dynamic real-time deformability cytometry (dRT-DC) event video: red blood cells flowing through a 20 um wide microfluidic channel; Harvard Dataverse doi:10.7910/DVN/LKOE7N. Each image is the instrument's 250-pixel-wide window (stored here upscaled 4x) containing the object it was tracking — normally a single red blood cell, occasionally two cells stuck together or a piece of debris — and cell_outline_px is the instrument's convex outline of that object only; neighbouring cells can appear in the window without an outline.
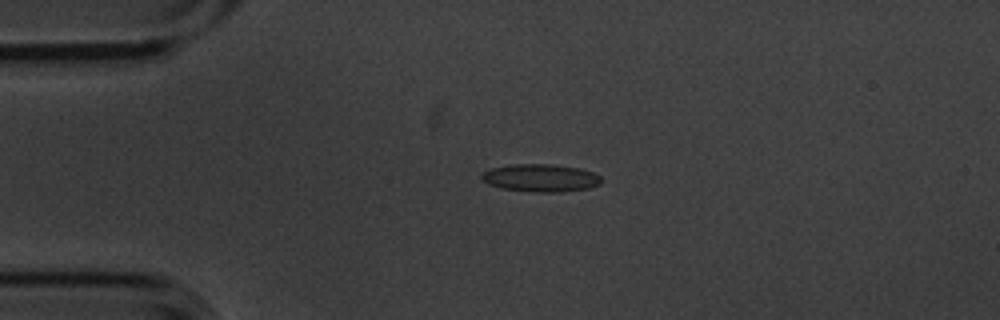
{"species": "common noctule bat (a hibernating species)", "species_latin": "Nyctalus noctula", "temperature_condition": "cold", "stored_images_in_passage": 5, "camera_frame_rate_fps": 3000, "um_per_image_px": 0.085, "animal": {"sex": "male", "body_mass_g": 20.1, "forearm_length_mm": 53.5}, "frame": {"image": 1, "passage_image": 4, "time_ms": 1.0, "image_size_px": [1000, 320], "cell_outline_px": [[600, 184], [588, 188], [560, 192], [536, 192], [500, 188], [488, 184], [480, 180], [480, 176], [484, 172], [492, 168], [512, 164], [552, 164], [580, 168], [592, 172], [600, 176]], "centroid_in_image_um": [45.92, 15.12], "position_along_channel_um": 39.1, "area_um2": 19.31}}